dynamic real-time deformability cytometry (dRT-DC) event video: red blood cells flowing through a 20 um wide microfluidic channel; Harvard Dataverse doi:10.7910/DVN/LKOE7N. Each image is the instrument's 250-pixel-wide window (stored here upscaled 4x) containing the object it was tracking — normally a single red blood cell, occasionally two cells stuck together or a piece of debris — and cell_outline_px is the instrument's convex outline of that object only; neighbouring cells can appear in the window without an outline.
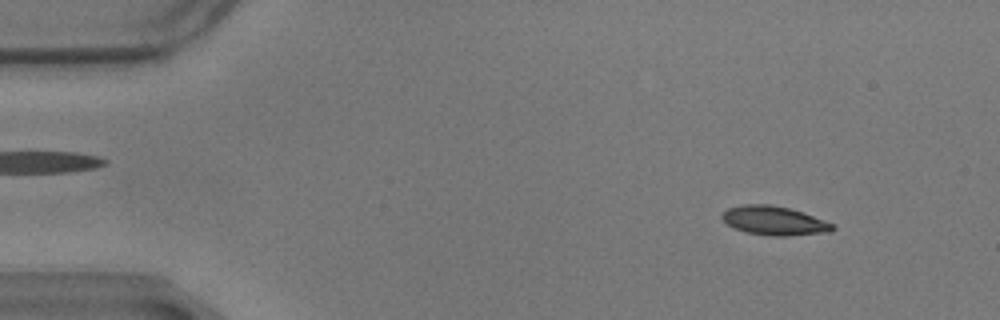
{"species": "common noctule bat (a hibernating species)", "species_latin": "Nyctalus noctula", "temperature_condition": "warm", "stored_images_in_passage": 58, "camera_frame_rate_fps": 3000, "um_per_image_px": 0.085, "animal": {"sex": "male", "body_mass_g": 17.9}, "frame": {"image": 1, "passage_image": 6, "time_ms": 1.667, "image_size_px": [1000, 320], "cell_outline_px": [[836, 228], [832, 232], [784, 236], [772, 236], [748, 232], [736, 228], [728, 224], [720, 216], [728, 208], [744, 204], [768, 204], [788, 208], [804, 212], [836, 224]], "centroid_in_image_um": [65.88, 18.75], "position_along_channel_um": 19.1, "area_um2": 18.67}}
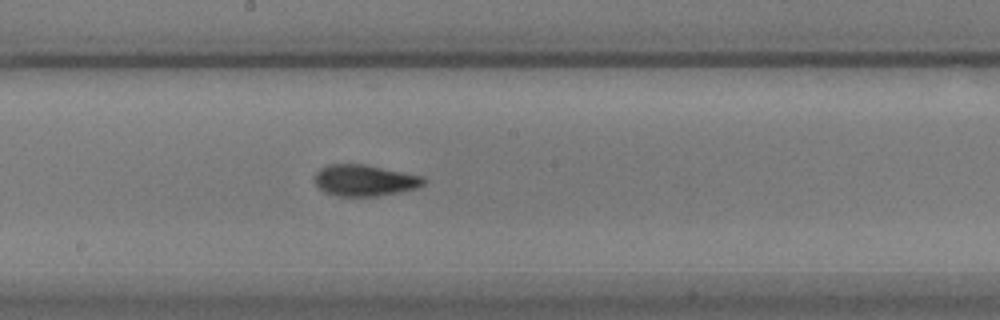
{"frame": {"image": 2, "passage_image": 31, "time_ms": 10.0, "image_size_px": [1000, 320], "cell_outline_px": [[428, 180], [424, 184], [416, 188], [400, 192], [376, 196], [340, 196], [324, 192], [316, 184], [312, 176], [320, 168], [328, 164], [364, 164], [424, 176]], "centroid_in_image_um": [30.99, 15.32], "position_along_channel_um": 217.2, "area_um2": 20.06}}
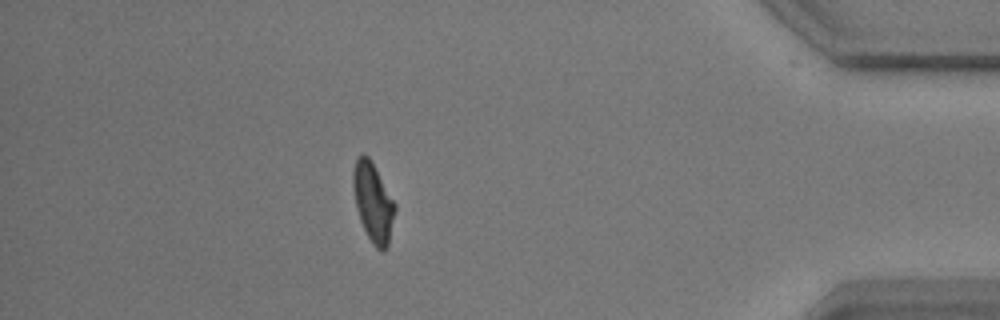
{"frame": {"image": 3, "passage_image": 51, "time_ms": 16.667, "image_size_px": [1000, 320], "cell_outline_px": [[396, 212], [388, 244], [380, 252], [372, 244], [360, 220], [356, 208], [352, 184], [352, 172], [356, 160], [364, 152], [368, 156], [396, 204]], "centroid_in_image_um": [31.71, 17.2], "position_along_channel_um": 403.5, "area_um2": 19.13}, "authors_computed_cell_mechanics": {"area_um2": 19.1029, "velocity_mm_per_s": 3.4486, "shape_relaxation_time_tau1_ms": 5.5074, "shape_relaxation_time_tau2_ms": 2.0187, "deformation_change_tau1": 0.1633, "deformation_change_tau2": 0.0763}}